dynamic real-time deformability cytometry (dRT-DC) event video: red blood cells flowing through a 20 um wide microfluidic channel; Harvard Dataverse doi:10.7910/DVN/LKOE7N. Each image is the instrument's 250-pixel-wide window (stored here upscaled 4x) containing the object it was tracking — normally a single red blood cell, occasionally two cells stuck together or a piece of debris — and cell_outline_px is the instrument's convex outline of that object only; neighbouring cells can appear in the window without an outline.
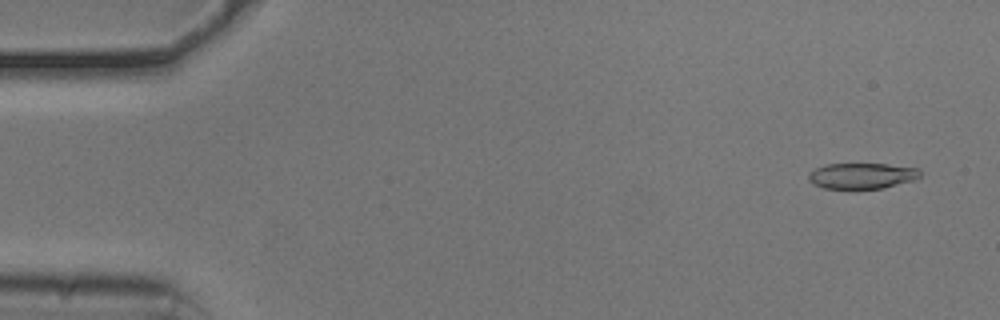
{"species": "common noctule bat (a hibernating species)", "species_latin": "Nyctalus noctula", "temperature_condition": "cold", "stored_images_in_passage": 53, "camera_frame_rate_fps": 3000, "um_per_image_px": 0.085, "animal": {"sex": "male", "body_mass_g": 20.5, "forearm_length_mm": 52.5}, "frame": {"image": 1, "passage_image": 3, "time_ms": 0.667, "image_size_px": [1000, 320], "cell_outline_px": [[920, 176], [912, 180], [884, 188], [824, 188], [812, 184], [808, 180], [808, 176], [816, 168], [828, 164], [888, 164], [920, 168]], "centroid_in_image_um": [73.27, 14.94], "position_along_channel_um": 11.7, "area_um2": 16.59}}
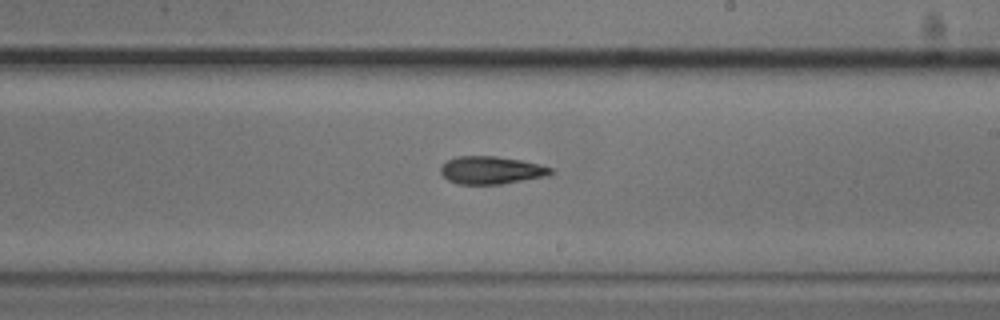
{"frame": {"image": 2, "passage_image": 31, "time_ms": 10.0, "image_size_px": [1000, 320], "cell_outline_px": [[552, 172], [548, 176], [500, 184], [456, 184], [448, 180], [440, 172], [440, 168], [448, 160], [456, 156], [496, 156], [520, 160], [552, 168]], "centroid_in_image_um": [41.72, 14.47], "position_along_channel_um": 247.3, "area_um2": 17.63}}
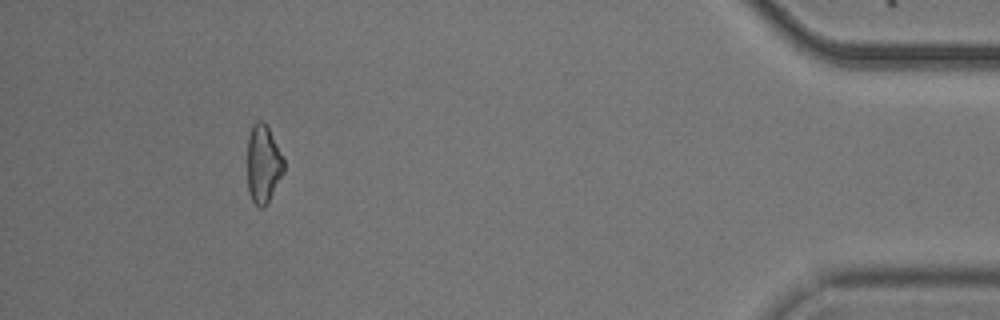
{"frame": {"image": 3, "passage_image": 49, "time_ms": 16.0, "image_size_px": [1000, 320], "cell_outline_px": [[284, 172], [264, 208], [260, 208], [252, 200], [248, 192], [248, 136], [252, 124], [256, 120], [260, 120], [268, 124], [284, 160]], "centroid_in_image_um": [22.37, 13.89], "position_along_channel_um": 412.8, "area_um2": 16.7}, "authors_computed_cell_mechanics": {"area_um2": 17.5712, "velocity_mm_per_s": 3.7861, "shape_relaxation_time_tau1_ms": null, "shape_relaxation_time_tau2_ms": 8.8909, "deformation_change_tau1": null, "deformation_change_tau2": 0.2161}}